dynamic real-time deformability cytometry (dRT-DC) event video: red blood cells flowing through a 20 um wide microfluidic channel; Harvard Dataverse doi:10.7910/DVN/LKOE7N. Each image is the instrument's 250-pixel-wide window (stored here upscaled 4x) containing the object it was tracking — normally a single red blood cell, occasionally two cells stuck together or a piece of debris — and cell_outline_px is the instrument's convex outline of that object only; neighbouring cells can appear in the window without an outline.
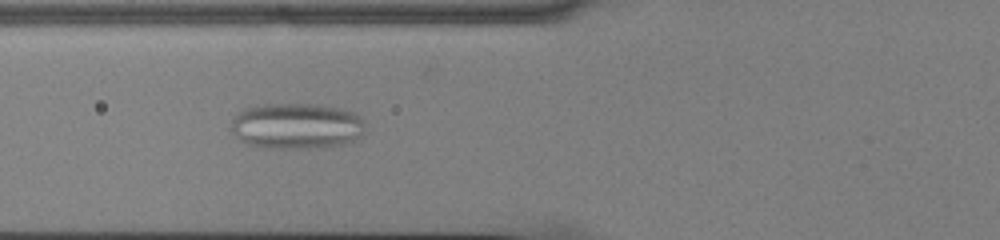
{"species": "common noctule bat (a hibernating species)", "species_latin": "Nyctalus noctula", "temperature_condition": "cold", "stored_images_in_passage": 49, "camera_frame_rate_fps": 3000, "um_per_image_px": 0.085, "animal": {"sex": "male", "body_mass_g": 13.0, "forearm_length_mm": 53.1}, "frame": {"image": 1, "passage_image": 16, "time_ms": 5.0, "image_size_px": [1000, 240], "cell_outline_px": [[364, 136], [360, 140], [344, 144], [308, 148], [268, 148], [248, 144], [240, 140], [232, 132], [232, 116], [236, 112], [248, 108], [264, 104], [316, 104], [356, 112], [360, 116], [364, 124]], "centroid_in_image_um": [25.24, 10.71], "position_along_channel_um": 100.6, "area_um2": 36.18}}
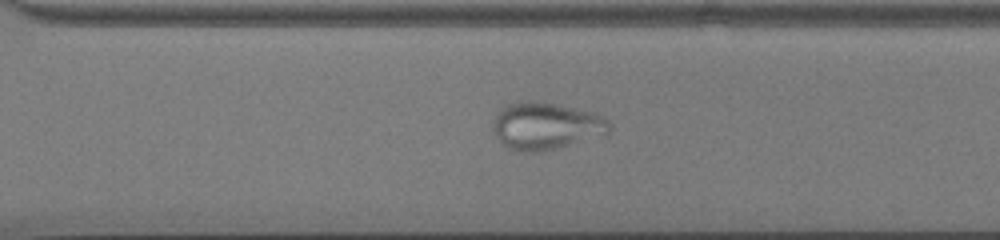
{"frame": {"image": 2, "passage_image": 34, "time_ms": 11.0, "image_size_px": [1000, 240], "cell_outline_px": [[612, 128], [608, 136], [544, 152], [524, 152], [512, 148], [504, 144], [500, 140], [492, 128], [496, 116], [508, 104], [556, 104], [592, 112], [604, 116], [608, 120]], "centroid_in_image_um": [46.56, 10.78], "position_along_channel_um": 324.0, "area_um2": 31.56}}
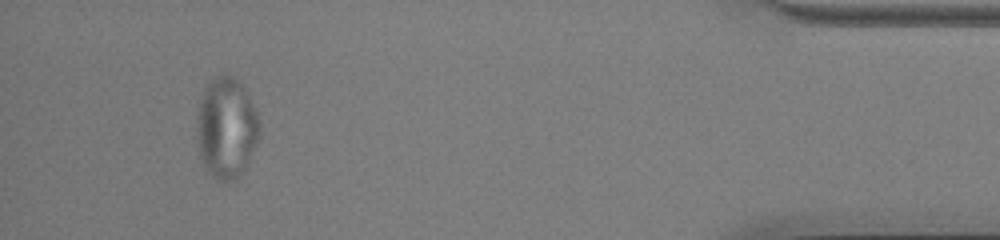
{"frame": {"image": 3, "passage_image": 46, "time_ms": 15.0, "image_size_px": [1000, 240], "cell_outline_px": [[260, 132], [256, 144], [244, 172], [236, 180], [224, 184], [216, 180], [212, 176], [204, 164], [200, 156], [196, 140], [196, 120], [200, 104], [204, 92], [208, 84], [216, 76], [224, 72], [236, 76], [240, 80], [260, 120]], "centroid_in_image_um": [19.25, 10.9], "position_along_channel_um": 415.9, "area_um2": 37.4}}